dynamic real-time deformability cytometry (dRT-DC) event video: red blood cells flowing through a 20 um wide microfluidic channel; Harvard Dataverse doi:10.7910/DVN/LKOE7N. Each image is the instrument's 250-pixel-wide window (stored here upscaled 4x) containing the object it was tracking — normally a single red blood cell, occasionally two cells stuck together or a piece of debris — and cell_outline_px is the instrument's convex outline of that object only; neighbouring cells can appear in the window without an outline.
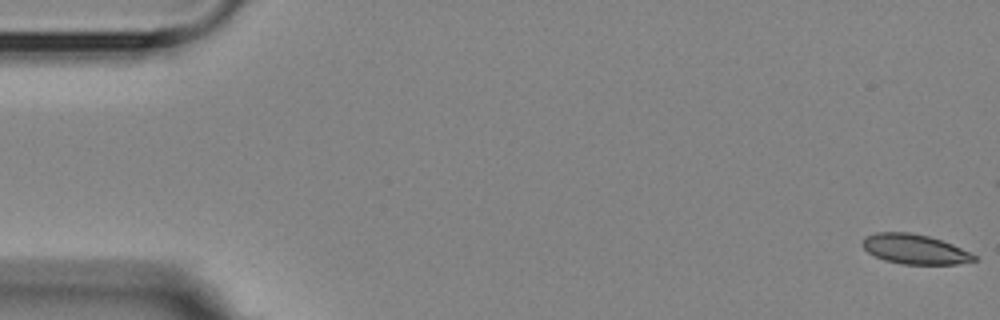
{"species": "Egyptian fruit bat (a non-hibernating species)", "species_latin": "Rousettus aegyptiacus", "temperature_condition": "room temperature", "stored_images_in_passage": 5, "camera_frame_rate_fps": 3000, "um_per_image_px": 0.085, "animal": {"sex": "female"}, "frame": {"image": 1, "passage_image": 1, "time_ms": 0.0, "image_size_px": [1000, 320], "cell_outline_px": [[976, 260], [956, 264], [904, 264], [884, 260], [868, 252], [864, 248], [864, 236], [876, 232], [908, 232], [928, 236], [952, 244], [976, 256]], "centroid_in_image_um": [77.73, 21.17], "position_along_channel_um": 7.3, "area_um2": 19.02}}